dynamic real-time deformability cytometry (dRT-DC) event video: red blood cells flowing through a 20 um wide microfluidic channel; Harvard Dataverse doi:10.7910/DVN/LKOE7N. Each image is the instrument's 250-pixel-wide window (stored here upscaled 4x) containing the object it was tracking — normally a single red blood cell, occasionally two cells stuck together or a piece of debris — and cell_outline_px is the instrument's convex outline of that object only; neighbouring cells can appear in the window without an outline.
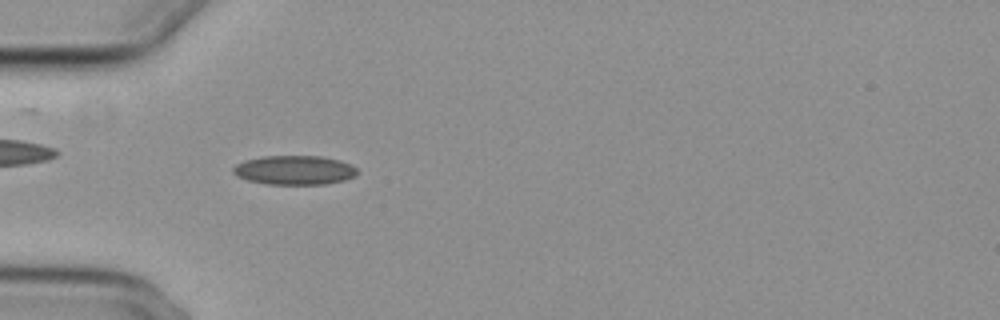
{"species": "common noctule bat (a hibernating species)", "species_latin": "Nyctalus noctula", "temperature_condition": "cold", "stored_images_in_passage": 51, "camera_frame_rate_fps": 3000, "um_per_image_px": 0.085, "animal": {"sex": "female", "body_mass_g": 29.2, "forearm_length_mm": 56.3}, "frame": {"image": 1, "passage_image": 13, "time_ms": 4.0, "image_size_px": [1000, 320], "cell_outline_px": [[356, 176], [344, 180], [324, 184], [268, 184], [248, 180], [236, 176], [232, 172], [232, 168], [236, 164], [244, 160], [264, 156], [320, 156], [340, 160], [352, 164], [356, 168]], "centroid_in_image_um": [25.02, 14.45], "position_along_channel_um": 60.0, "area_um2": 21.15}}
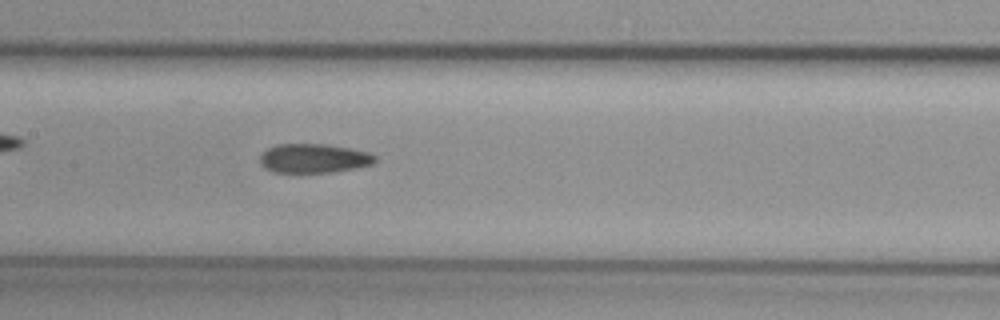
{"frame": {"image": 2, "passage_image": 23, "time_ms": 7.333, "image_size_px": [1000, 320], "cell_outline_px": [[376, 160], [372, 164], [356, 168], [332, 172], [300, 176], [272, 172], [264, 168], [260, 164], [260, 156], [268, 148], [276, 144], [324, 144], [348, 148], [368, 152], [376, 156]], "centroid_in_image_um": [26.6, 13.52], "position_along_channel_um": 180.8, "area_um2": 20.35}}
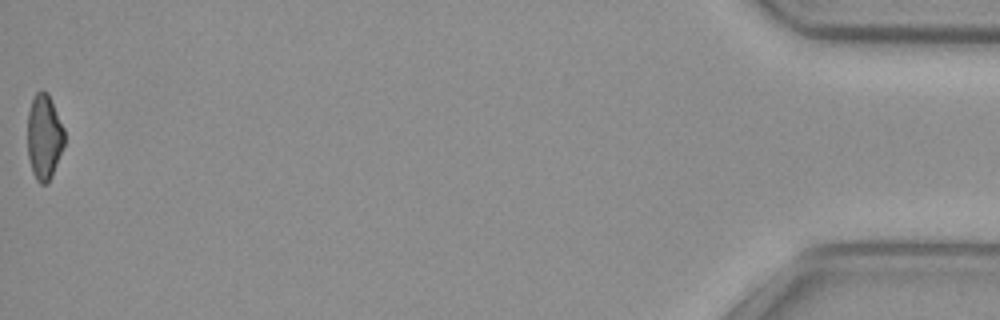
{"frame": {"image": 3, "passage_image": 51, "time_ms": 16.667, "image_size_px": [1000, 320], "cell_outline_px": [[64, 144], [52, 176], [48, 184], [40, 184], [36, 180], [32, 172], [28, 156], [28, 112], [32, 100], [36, 92], [48, 92], [64, 128]], "centroid_in_image_um": [3.75, 11.67], "position_along_channel_um": 431.4, "area_um2": 18.26}, "authors_computed_cell_mechanics": {"area_um2": 20.1722, "velocity_mm_per_s": 3.7435, "shape_relaxation_time_tau1_ms": null, "shape_relaxation_time_tau2_ms": 5.8124, "deformation_change_tau1": null, "deformation_change_tau2": 0.1161}}